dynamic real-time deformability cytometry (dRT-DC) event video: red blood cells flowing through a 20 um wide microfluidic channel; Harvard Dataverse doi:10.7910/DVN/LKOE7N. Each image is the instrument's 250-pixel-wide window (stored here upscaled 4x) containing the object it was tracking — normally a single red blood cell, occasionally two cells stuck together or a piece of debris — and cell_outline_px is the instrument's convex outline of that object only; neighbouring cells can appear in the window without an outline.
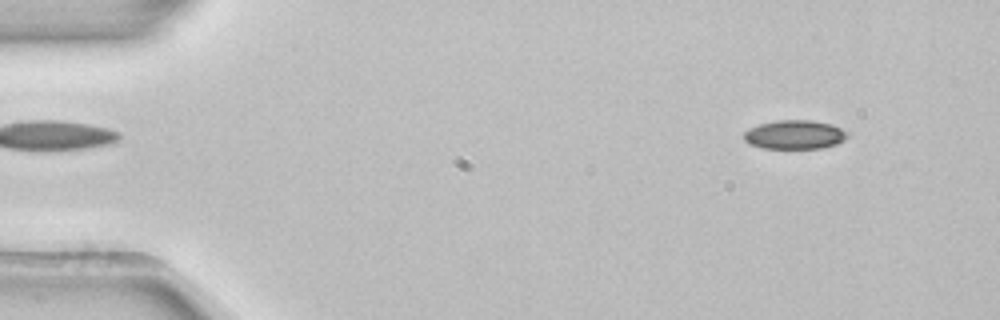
{"species": "common noctule bat (a hibernating species)", "species_latin": "Nyctalus noctula", "temperature_condition": "room temperature", "stored_images_in_passage": 53, "camera_frame_rate_fps": 3000, "um_per_image_px": 0.085, "animal": {"sex": "female", "body_mass_g": 22.7, "forearm_length_mm": 54.2}, "frame": {"image": 1, "passage_image": 6, "time_ms": 1.667, "image_size_px": [1000, 320], "cell_outline_px": [[848, 136], [844, 140], [836, 144], [820, 148], [764, 148], [748, 144], [744, 140], [744, 132], [748, 128], [760, 124], [776, 120], [812, 120], [832, 124], [848, 132]], "centroid_in_image_um": [67.53, 11.44], "position_along_channel_um": 17.5, "area_um2": 17.51}}
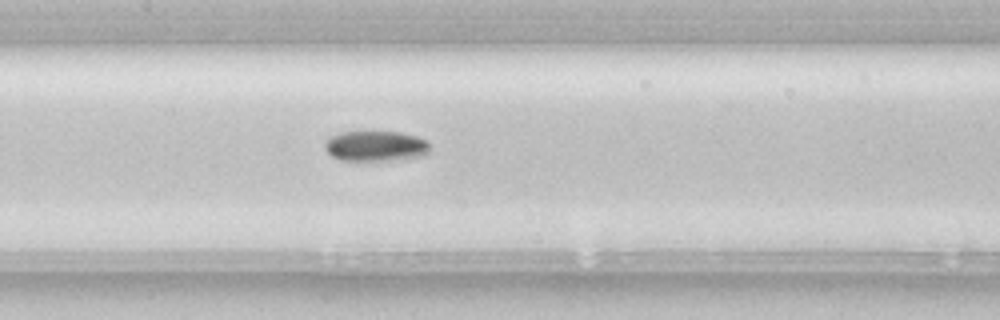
{"frame": {"image": 2, "passage_image": 26, "time_ms": 8.333, "image_size_px": [1000, 320], "cell_outline_px": [[428, 152], [424, 156], [404, 160], [340, 160], [332, 156], [324, 148], [324, 144], [332, 136], [340, 132], [400, 132], [416, 136], [428, 140]], "centroid_in_image_um": [31.97, 12.42], "position_along_channel_um": 175.4, "area_um2": 18.67}}
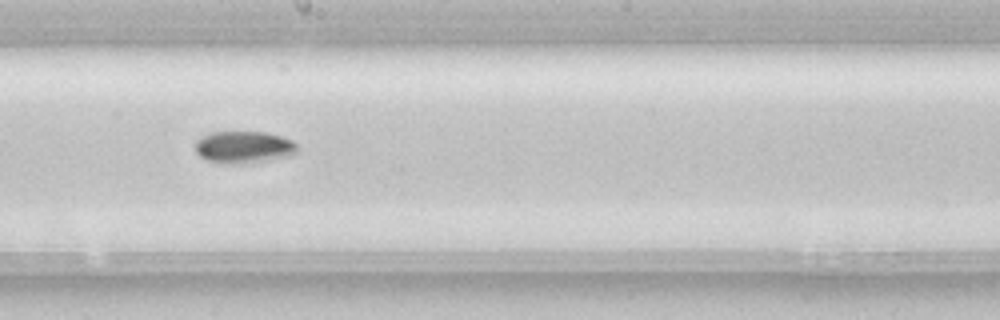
{"frame": {"image": 3, "passage_image": 30, "time_ms": 9.667, "image_size_px": [1000, 320], "cell_outline_px": [[296, 152], [292, 156], [264, 160], [232, 164], [224, 164], [208, 160], [200, 156], [196, 152], [196, 140], [200, 136], [208, 132], [264, 132], [280, 136], [292, 140], [296, 144]], "centroid_in_image_um": [20.69, 12.49], "position_along_channel_um": 227.5, "area_um2": 18.96}, "authors_computed_cell_mechanics": {"area_um2": 17.9758, "velocity_mm_per_s": 3.9084, "shape_relaxation_time_tau1_ms": 6.9519, "shape_relaxation_time_tau2_ms": null, "deformation_change_tau1": 0.1059, "deformation_change_tau2": null}}